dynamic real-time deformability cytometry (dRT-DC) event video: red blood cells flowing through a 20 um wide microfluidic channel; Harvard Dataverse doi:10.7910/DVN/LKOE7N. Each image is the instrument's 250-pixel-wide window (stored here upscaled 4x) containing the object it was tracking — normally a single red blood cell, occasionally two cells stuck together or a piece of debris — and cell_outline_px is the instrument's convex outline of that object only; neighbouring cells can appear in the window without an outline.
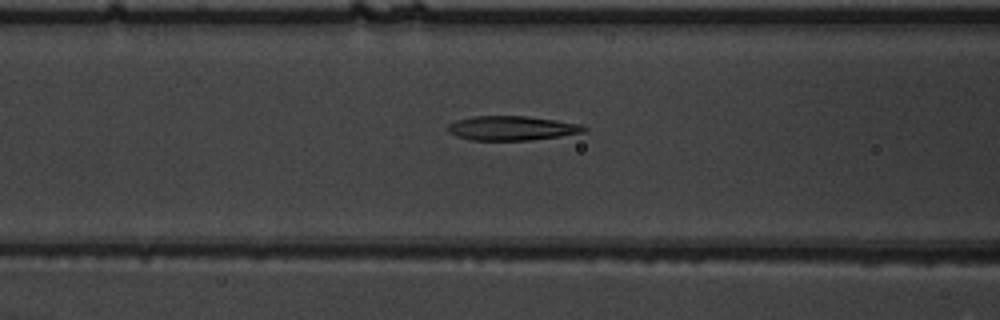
{"species": "common noctule bat (a hibernating species)", "species_latin": "Nyctalus noctula", "temperature_condition": "warm", "stored_images_in_passage": 37, "camera_frame_rate_fps": 3000, "um_per_image_px": 0.085, "animal": {"sex": "male", "body_mass_g": 19.5, "forearm_length_mm": 54.6}, "frame": {"image": 1, "passage_image": 6, "time_ms": 1.667, "image_size_px": [1000, 320], "cell_outline_px": [[588, 128], [584, 132], [560, 136], [528, 140], [472, 140], [456, 136], [448, 132], [448, 124], [456, 120], [472, 116], [528, 116], [584, 124]], "centroid_in_image_um": [43.52, 10.88], "position_along_channel_um": 123.1, "area_um2": 19.42}}
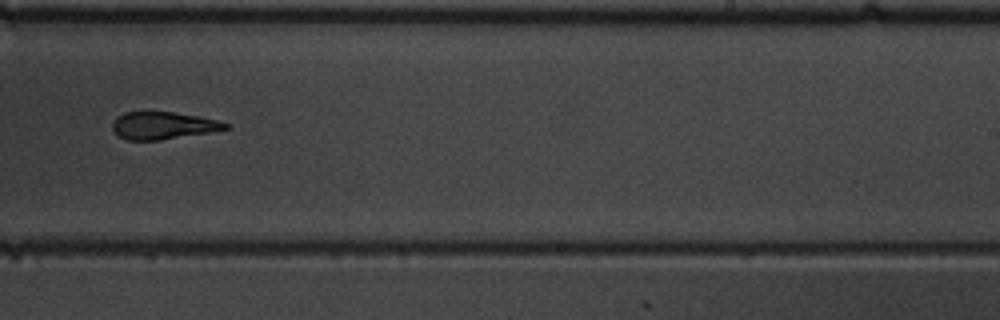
{"frame": {"image": 2, "passage_image": 18, "time_ms": 5.667, "image_size_px": [1000, 320], "cell_outline_px": [[232, 128], [160, 140], [128, 140], [120, 136], [112, 128], [112, 120], [116, 116], [124, 112], [172, 112], [196, 116], [216, 120], [232, 124]], "centroid_in_image_um": [13.86, 10.66], "position_along_channel_um": 275.1, "area_um2": 17.92}}
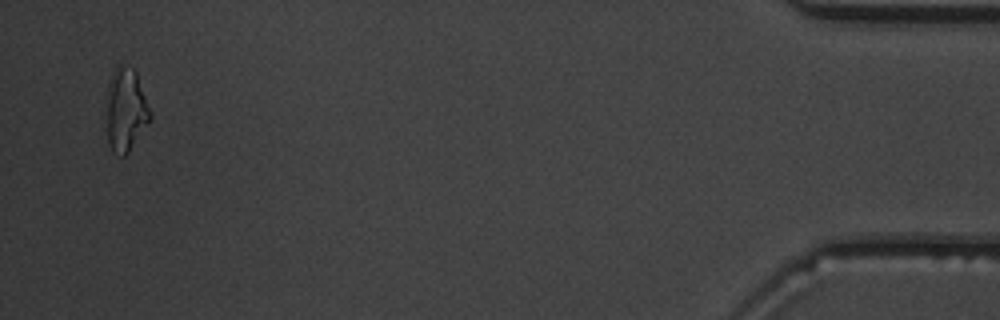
{"frame": {"image": 3, "passage_image": 36, "time_ms": 11.667, "image_size_px": [1000, 320], "cell_outline_px": [[152, 116], [128, 152], [124, 156], [120, 156], [112, 152], [108, 144], [108, 84], [112, 72], [116, 64], [120, 64], [132, 68], [136, 72], [152, 112]], "centroid_in_image_um": [10.7, 9.31], "position_along_channel_um": 424.5, "area_um2": 20.92}, "authors_computed_cell_mechanics": {"area_um2": 19.4208, "velocity_mm_per_s": 3.8148, "shape_relaxation_time_tau1_ms": null, "shape_relaxation_time_tau2_ms": 3.3944, "deformation_change_tau1": null, "deformation_change_tau2": 0.1274}}